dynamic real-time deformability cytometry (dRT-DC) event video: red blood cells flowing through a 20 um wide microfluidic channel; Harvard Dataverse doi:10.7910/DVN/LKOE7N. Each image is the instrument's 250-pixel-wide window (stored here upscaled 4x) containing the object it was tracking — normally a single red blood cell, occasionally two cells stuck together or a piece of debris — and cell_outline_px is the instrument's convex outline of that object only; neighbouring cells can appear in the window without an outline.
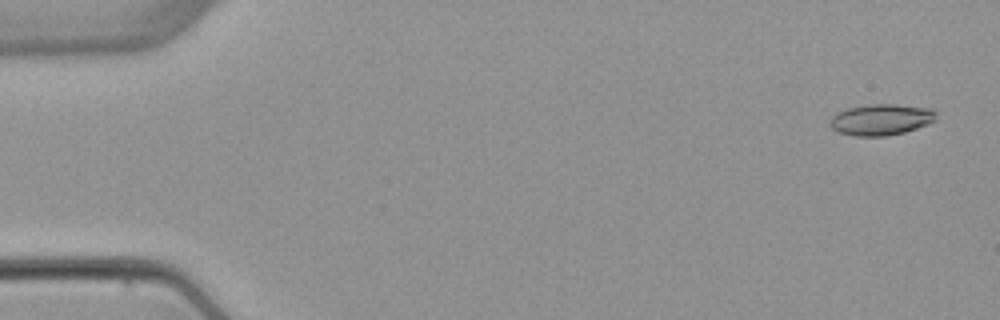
{"species": "common noctule bat (a hibernating species)", "species_latin": "Nyctalus noctula", "temperature_condition": "warm", "stored_images_in_passage": 5, "camera_frame_rate_fps": 3000, "um_per_image_px": 0.085, "animal": {"sex": "female", "body_mass_g": 22.7, "forearm_length_mm": 54.2}, "frame": {"image": 1, "passage_image": 1, "time_ms": 0.0, "image_size_px": [1000, 320], "cell_outline_px": [[936, 120], [928, 124], [904, 132], [884, 136], [852, 136], [836, 132], [828, 124], [828, 120], [836, 112], [848, 108], [868, 104], [896, 104], [932, 108], [936, 112]], "centroid_in_image_um": [74.85, 10.16], "position_along_channel_um": 10.1, "area_um2": 19.59}}
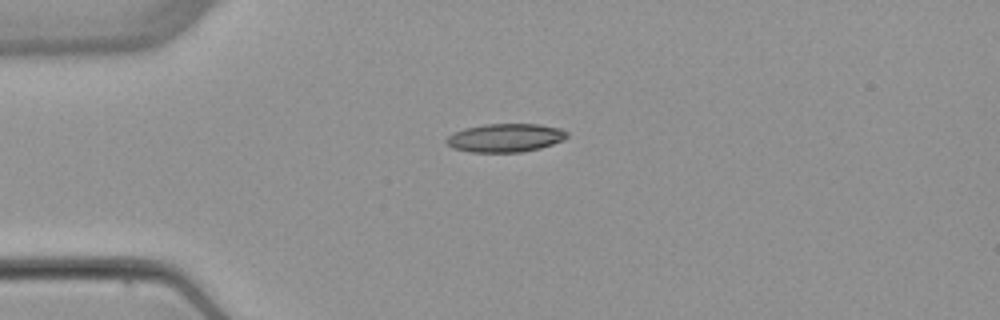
{"frame": {"image": 2, "passage_image": 4, "time_ms": 3.667, "image_size_px": [1000, 320], "cell_outline_px": [[568, 136], [564, 140], [540, 148], [520, 152], [468, 152], [452, 148], [444, 140], [452, 132], [464, 128], [484, 124], [540, 124], [560, 128], [568, 132]], "centroid_in_image_um": [42.93, 11.71], "position_along_channel_um": 42.1, "area_um2": 20.17}}